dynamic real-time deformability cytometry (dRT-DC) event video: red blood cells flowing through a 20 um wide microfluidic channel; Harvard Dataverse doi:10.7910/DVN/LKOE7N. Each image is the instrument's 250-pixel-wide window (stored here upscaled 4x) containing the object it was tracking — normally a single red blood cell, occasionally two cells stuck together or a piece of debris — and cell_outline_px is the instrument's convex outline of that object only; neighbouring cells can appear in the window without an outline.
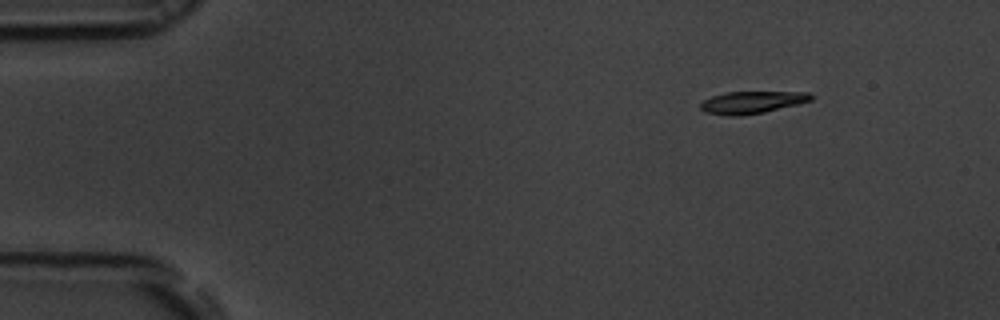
{"species": "common noctule bat (a hibernating species)", "species_latin": "Nyctalus noctula", "temperature_condition": "room temperature", "stored_images_in_passage": 34, "camera_frame_rate_fps": 3000, "um_per_image_px": 0.085, "animal": {"sex": "male", "body_mass_g": 19.5, "forearm_length_mm": 54.6}, "frame": {"image": 1, "passage_image": 1, "time_ms": 0.0, "image_size_px": [1000, 320], "cell_outline_px": [[812, 100], [764, 112], [740, 116], [728, 116], [704, 112], [700, 108], [700, 104], [704, 100], [712, 96], [728, 92], [808, 92], [812, 96]], "centroid_in_image_um": [63.87, 8.7], "position_along_channel_um": 21.1, "area_um2": 14.16}}
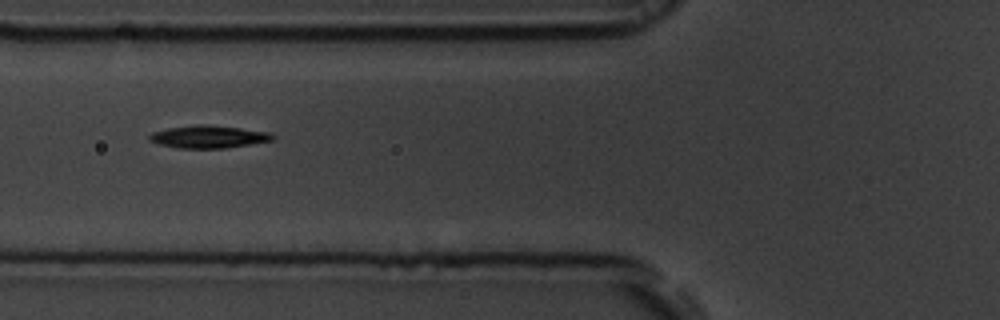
{"frame": {"image": 2, "passage_image": 15, "time_ms": 4.667, "image_size_px": [1000, 320], "cell_outline_px": [[276, 140], [224, 148], [176, 148], [160, 144], [148, 140], [148, 136], [152, 132], [168, 128], [196, 124], [204, 124], [240, 128], [272, 132], [276, 136]], "centroid_in_image_um": [17.76, 11.62], "position_along_channel_um": 108.0, "area_um2": 16.36}}
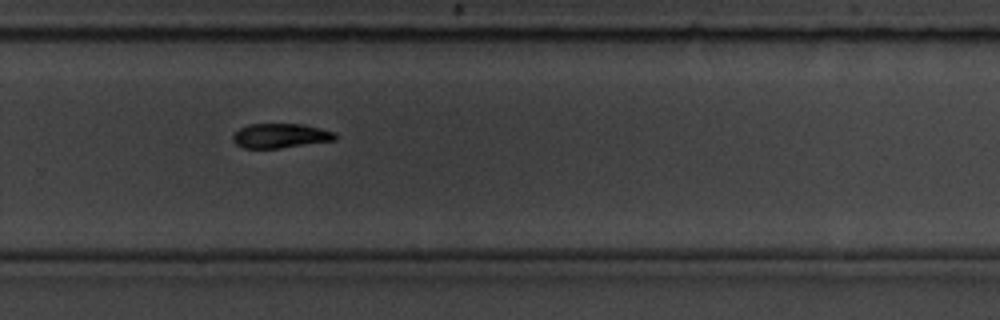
{"frame": {"image": 3, "passage_image": 31, "time_ms": 10.0, "image_size_px": [1000, 320], "cell_outline_px": [[336, 140], [280, 148], [244, 148], [236, 144], [232, 140], [232, 136], [240, 128], [248, 124], [304, 124], [336, 132]], "centroid_in_image_um": [23.84, 11.53], "position_along_channel_um": 306.0, "area_um2": 14.62}}